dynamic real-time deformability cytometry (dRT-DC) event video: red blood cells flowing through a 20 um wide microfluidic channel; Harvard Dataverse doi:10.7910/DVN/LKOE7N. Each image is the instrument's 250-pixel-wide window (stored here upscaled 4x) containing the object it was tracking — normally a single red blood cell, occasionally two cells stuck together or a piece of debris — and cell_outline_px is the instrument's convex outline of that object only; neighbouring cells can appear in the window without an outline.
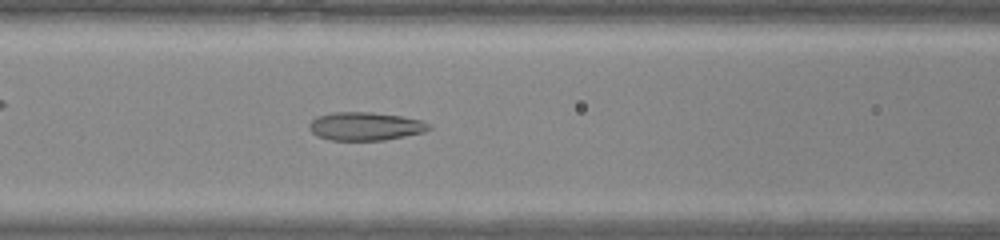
{"species": "common noctule bat (a hibernating species)", "species_latin": "Nyctalus noctula", "temperature_condition": "warm", "stored_images_in_passage": 46, "camera_frame_rate_fps": 3000, "um_per_image_px": 0.085, "animal": {"sex": "male", "body_mass_g": 20.0, "forearm_length_mm": 53.3}, "frame": {"image": 1, "passage_image": 20, "time_ms": 6.333, "image_size_px": [1000, 240], "cell_outline_px": [[432, 128], [424, 132], [384, 140], [332, 140], [316, 136], [308, 128], [308, 124], [316, 116], [332, 112], [372, 112], [400, 116], [420, 120], [432, 124]], "centroid_in_image_um": [31.03, 10.73], "position_along_channel_um": 135.6, "area_um2": 19.83}}
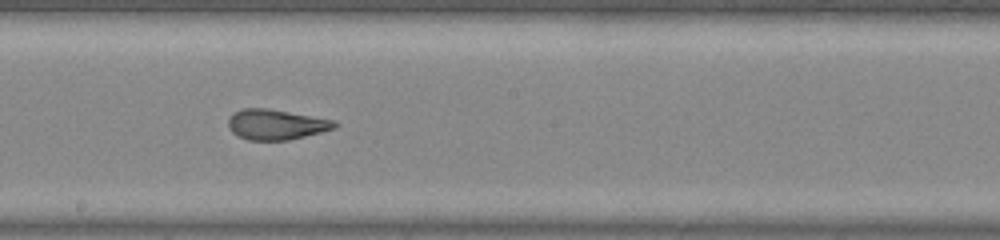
{"frame": {"image": 2, "passage_image": 26, "time_ms": 8.333, "image_size_px": [1000, 240], "cell_outline_px": [[340, 124], [336, 128], [288, 140], [248, 140], [236, 136], [228, 128], [228, 116], [232, 112], [244, 108], [268, 108], [336, 120]], "centroid_in_image_um": [23.45, 10.57], "position_along_channel_um": 224.8, "area_um2": 19.07}}
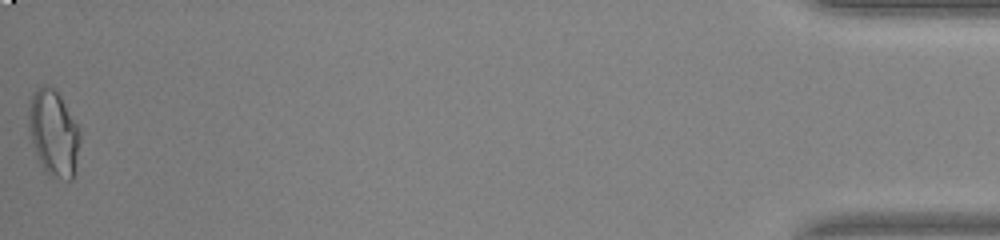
{"frame": {"image": 3, "passage_image": 46, "time_ms": 15.0, "image_size_px": [1000, 240], "cell_outline_px": [[80, 140], [76, 172], [72, 180], [68, 180], [52, 176], [44, 168], [36, 156], [28, 128], [28, 116], [32, 92], [36, 88], [44, 84], [52, 88], [60, 96], [80, 128]], "centroid_in_image_um": [4.57, 11.32], "position_along_channel_um": 430.6, "area_um2": 25.84}}